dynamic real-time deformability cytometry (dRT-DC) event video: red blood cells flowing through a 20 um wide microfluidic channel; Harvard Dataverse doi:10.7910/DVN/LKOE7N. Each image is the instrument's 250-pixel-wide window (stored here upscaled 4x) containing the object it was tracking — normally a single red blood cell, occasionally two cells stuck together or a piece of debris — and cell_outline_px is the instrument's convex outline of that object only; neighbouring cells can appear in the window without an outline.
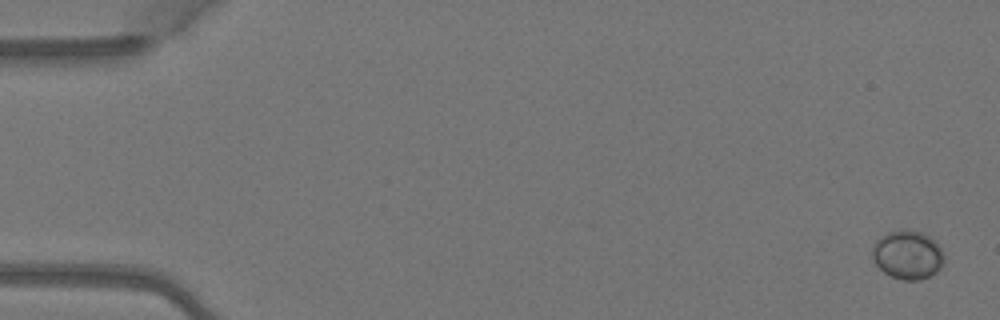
{"species": "Egyptian fruit bat (a non-hibernating species)", "species_latin": "Rousettus aegyptiacus", "temperature_condition": "warm", "stored_images_in_passage": 6, "camera_frame_rate_fps": 3000, "um_per_image_px": 0.085, "animal": {"sex": "female"}, "frame": {"image": 1, "passage_image": 1, "time_ms": 0.0, "image_size_px": [1000, 320], "cell_outline_px": [[944, 264], [936, 272], [920, 280], [900, 280], [884, 272], [876, 264], [872, 256], [872, 248], [876, 240], [880, 236], [888, 232], [924, 232], [940, 248], [944, 256]], "centroid_in_image_um": [77.14, 21.7], "position_along_channel_um": 7.9, "area_um2": 19.94}}